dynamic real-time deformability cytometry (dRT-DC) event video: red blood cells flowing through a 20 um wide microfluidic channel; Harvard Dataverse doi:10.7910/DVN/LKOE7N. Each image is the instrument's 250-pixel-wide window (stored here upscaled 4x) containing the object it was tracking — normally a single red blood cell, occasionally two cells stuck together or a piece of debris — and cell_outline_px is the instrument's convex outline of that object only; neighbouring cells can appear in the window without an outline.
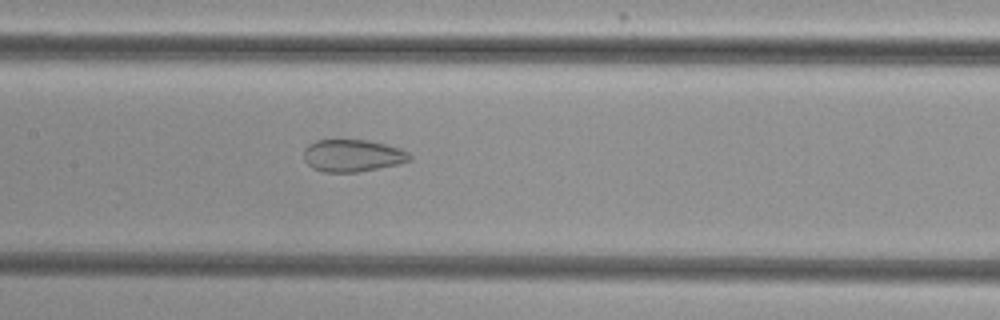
{"species": "common noctule bat (a hibernating species)", "species_latin": "Nyctalus noctula", "temperature_condition": "cold", "stored_images_in_passage": 49, "camera_frame_rate_fps": 3000, "um_per_image_px": 0.085, "animal": {"sex": "female", "body_mass_g": 29.2, "forearm_length_mm": 56.3}, "frame": {"image": 1, "passage_image": 22, "time_ms": 7.0, "image_size_px": [1000, 320], "cell_outline_px": [[412, 160], [400, 164], [356, 172], [324, 172], [312, 168], [304, 160], [304, 148], [308, 144], [316, 140], [368, 140], [400, 148], [408, 152], [412, 156]], "centroid_in_image_um": [29.97, 13.23], "position_along_channel_um": 177.4, "area_um2": 20.0}}
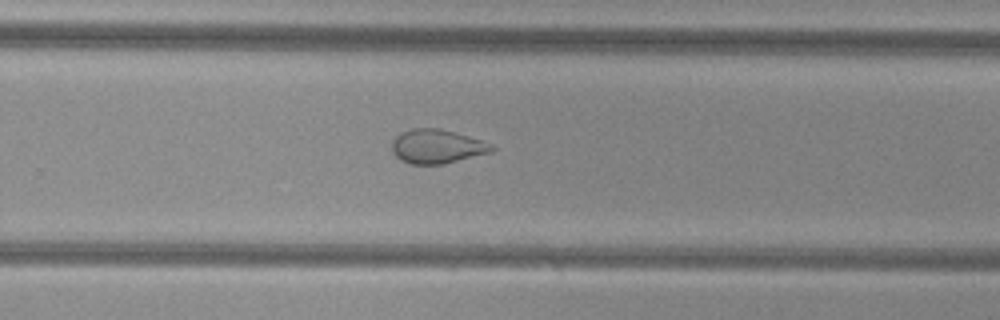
{"frame": {"image": 2, "passage_image": 31, "time_ms": 10.0, "image_size_px": [1000, 320], "cell_outline_px": [[496, 148], [492, 152], [444, 164], [412, 164], [400, 160], [392, 152], [392, 140], [400, 132], [412, 128], [440, 128], [468, 136], [492, 144]], "centroid_in_image_um": [37.13, 12.44], "position_along_channel_um": 292.7, "area_um2": 19.88}}
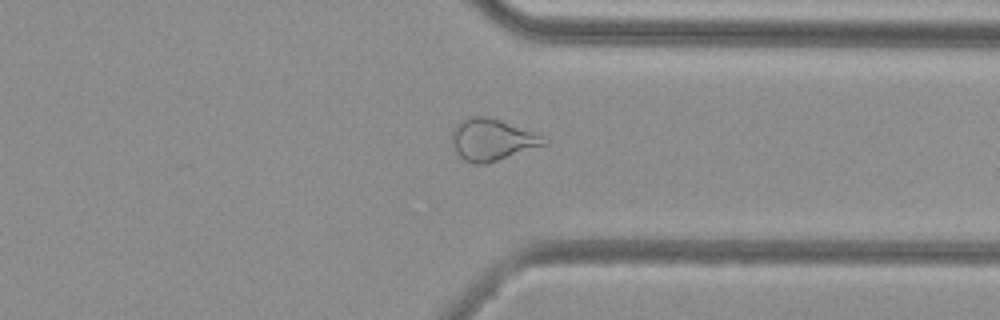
{"frame": {"image": 3, "passage_image": 37, "time_ms": 12.0, "image_size_px": [1000, 320], "cell_outline_px": [[548, 144], [488, 164], [476, 164], [464, 160], [456, 152], [452, 144], [452, 132], [456, 124], [460, 120], [468, 116], [484, 116], [500, 120], [532, 132], [548, 140]], "centroid_in_image_um": [41.8, 11.89], "position_along_channel_um": 369.6, "area_um2": 22.37}, "authors_computed_cell_mechanics": {"area_um2": 24.854, "velocity_mm_per_s": 3.8498, "shape_relaxation_time_tau1_ms": null, "shape_relaxation_time_tau2_ms": 1.4673, "deformation_change_tau1": null, "deformation_change_tau2": 0.0739}}